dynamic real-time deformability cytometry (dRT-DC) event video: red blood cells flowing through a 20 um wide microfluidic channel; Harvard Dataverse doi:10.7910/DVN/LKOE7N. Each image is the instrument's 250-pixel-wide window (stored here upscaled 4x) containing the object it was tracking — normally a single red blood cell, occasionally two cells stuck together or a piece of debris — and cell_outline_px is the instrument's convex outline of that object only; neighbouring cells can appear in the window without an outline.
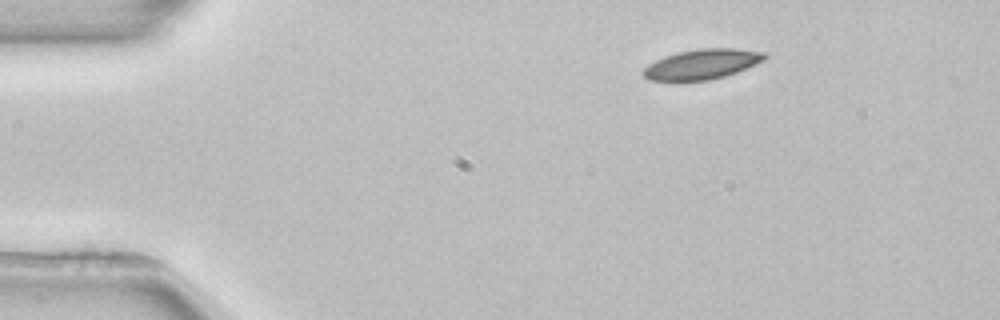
{"species": "common noctule bat (a hibernating species)", "species_latin": "Nyctalus noctula", "temperature_condition": "room temperature", "stored_images_in_passage": 2, "camera_frame_rate_fps": 3000, "um_per_image_px": 0.085, "animal": {"sex": "female", "body_mass_g": 22.7, "forearm_length_mm": 54.2}, "frame": {"image": 1, "passage_image": 1, "time_ms": 0.0, "image_size_px": [1000, 320], "cell_outline_px": [[768, 56], [764, 60], [736, 72], [724, 76], [708, 80], [652, 80], [644, 76], [640, 72], [648, 64], [664, 56], [680, 52], [700, 48], [736, 48], [764, 52]], "centroid_in_image_um": [59.67, 5.44], "position_along_channel_um": 25.3, "area_um2": 20.98}}